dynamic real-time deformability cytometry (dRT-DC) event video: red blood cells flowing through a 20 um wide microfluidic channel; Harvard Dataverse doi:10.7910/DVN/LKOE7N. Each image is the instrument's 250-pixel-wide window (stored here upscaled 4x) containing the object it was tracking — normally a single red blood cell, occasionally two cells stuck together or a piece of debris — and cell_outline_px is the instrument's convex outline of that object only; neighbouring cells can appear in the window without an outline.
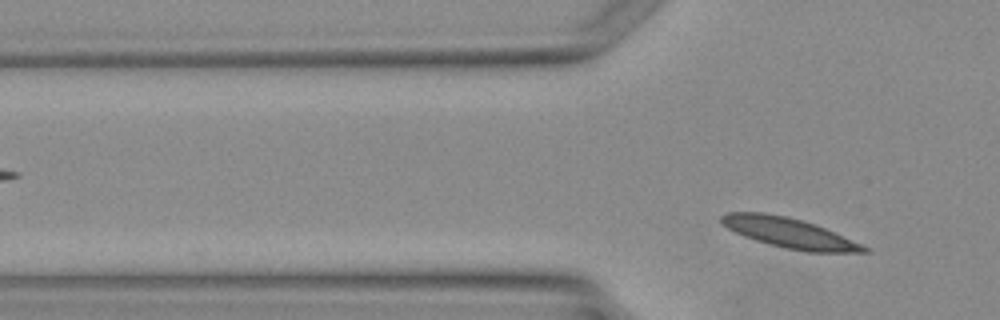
{"species": "Egyptian fruit bat (a non-hibernating species)", "species_latin": "Rousettus aegyptiacus", "temperature_condition": "warm", "stored_images_in_passage": 4, "camera_frame_rate_fps": 3000, "um_per_image_px": 0.085, "animal": {"sex": "female"}, "frame": {"image": 1, "passage_image": 4, "time_ms": 3.333, "image_size_px": [1000, 320], "cell_outline_px": [[868, 252], [808, 252], [784, 248], [768, 244], [744, 236], [720, 224], [720, 216], [728, 212], [764, 212], [784, 216], [800, 220], [824, 228], [860, 244], [868, 248]], "centroid_in_image_um": [67.0, 19.79], "position_along_channel_um": 58.8, "area_um2": 24.45}}